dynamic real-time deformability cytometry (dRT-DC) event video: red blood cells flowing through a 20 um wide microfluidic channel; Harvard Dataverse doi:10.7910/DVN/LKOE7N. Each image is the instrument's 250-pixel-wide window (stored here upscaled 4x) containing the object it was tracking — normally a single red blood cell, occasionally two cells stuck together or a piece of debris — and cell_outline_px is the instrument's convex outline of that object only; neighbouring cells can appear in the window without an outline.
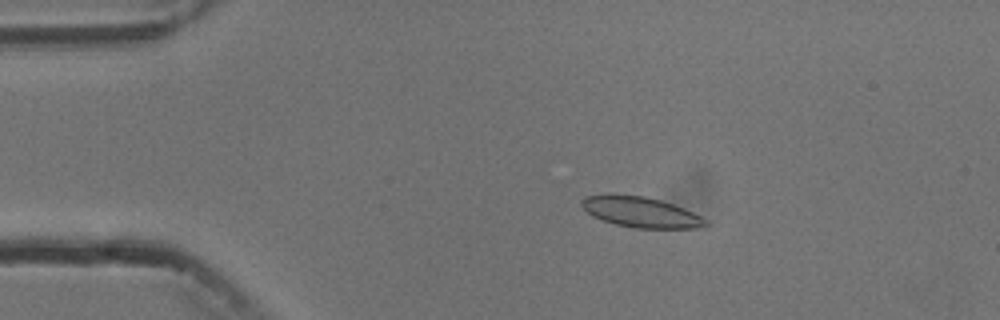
{"species": "common noctule bat (a hibernating species)", "species_latin": "Nyctalus noctula", "temperature_condition": "cold", "stored_images_in_passage": 3, "camera_frame_rate_fps": 3000, "um_per_image_px": 0.085, "animal": {"sex": "male", "body_mass_g": 13.3}, "frame": {"image": 1, "passage_image": 2, "time_ms": 1.333, "image_size_px": [1000, 320], "cell_outline_px": [[712, 224], [696, 228], [636, 228], [616, 224], [600, 220], [592, 216], [580, 204], [580, 200], [584, 196], [644, 196], [660, 200], [684, 208], [708, 220]], "centroid_in_image_um": [54.51, 18.06], "position_along_channel_um": 30.5, "area_um2": 21.62}}